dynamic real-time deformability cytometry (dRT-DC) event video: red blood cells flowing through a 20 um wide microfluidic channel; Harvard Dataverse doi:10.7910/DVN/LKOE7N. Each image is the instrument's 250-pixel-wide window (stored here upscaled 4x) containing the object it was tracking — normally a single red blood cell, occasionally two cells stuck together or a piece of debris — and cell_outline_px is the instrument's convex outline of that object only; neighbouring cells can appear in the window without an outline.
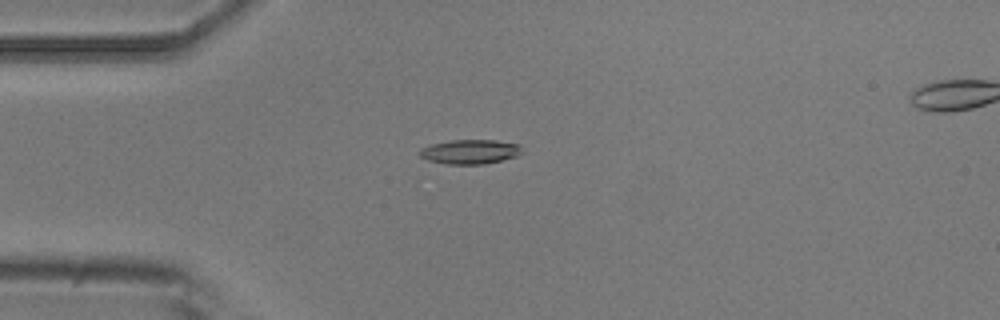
{"species": "common noctule bat (a hibernating species)", "species_latin": "Nyctalus noctula", "temperature_condition": "room temperature", "stored_images_in_passage": 7, "camera_frame_rate_fps": 3000, "um_per_image_px": 0.085, "animal": {"sex": "male", "body_mass_g": 20.5, "forearm_length_mm": 52.5}, "frame": {"image": 1, "passage_image": 2, "time_ms": 1.333, "image_size_px": [1000, 320], "cell_outline_px": [[520, 152], [516, 156], [484, 164], [444, 164], [428, 160], [420, 156], [420, 148], [432, 144], [452, 140], [496, 140], [520, 144]], "centroid_in_image_um": [39.92, 12.89], "position_along_channel_um": 45.1, "area_um2": 14.39}}
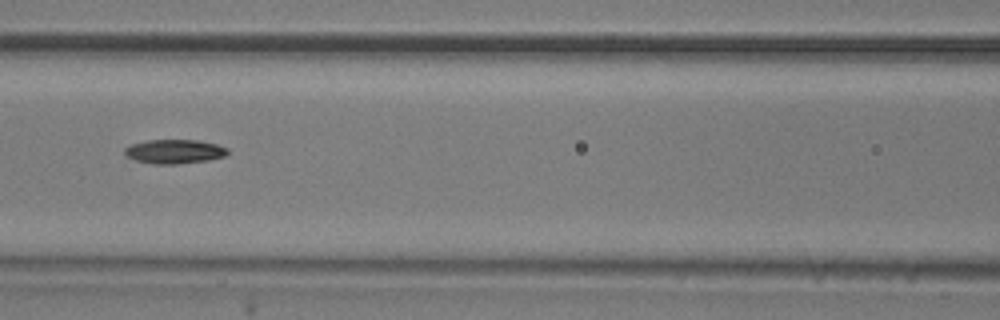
{"frame": {"image": 2, "passage_image": 5, "time_ms": 4.667, "image_size_px": [1000, 320], "cell_outline_px": [[228, 152], [224, 156], [208, 160], [176, 164], [152, 164], [136, 160], [124, 156], [124, 148], [132, 144], [148, 140], [196, 140], [216, 144], [228, 148]], "centroid_in_image_um": [14.79, 12.88], "position_along_channel_um": 151.8, "area_um2": 14.45}}
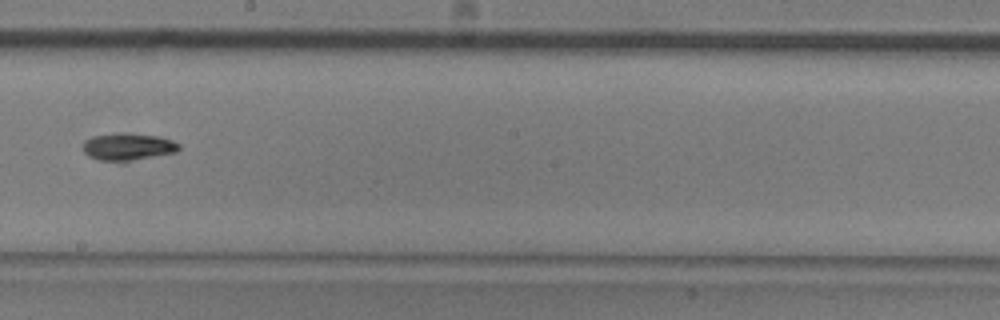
{"frame": {"image": 3, "passage_image": 7, "time_ms": 7.0, "image_size_px": [1000, 320], "cell_outline_px": [[180, 148], [176, 152], [124, 164], [120, 164], [100, 160], [88, 156], [84, 152], [84, 140], [92, 136], [160, 136], [172, 140], [180, 144]], "centroid_in_image_um": [10.91, 12.58], "position_along_channel_um": 237.3, "area_um2": 15.03}}